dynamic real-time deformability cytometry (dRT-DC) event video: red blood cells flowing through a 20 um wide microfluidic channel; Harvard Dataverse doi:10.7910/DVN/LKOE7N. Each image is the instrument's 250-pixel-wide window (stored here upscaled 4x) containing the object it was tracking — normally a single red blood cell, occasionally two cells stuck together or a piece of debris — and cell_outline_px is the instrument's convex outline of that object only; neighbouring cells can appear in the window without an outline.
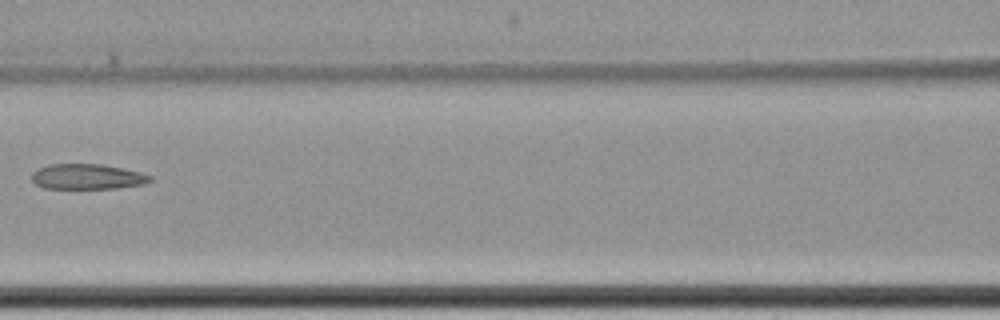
{"species": "common noctule bat (a hibernating species)", "species_latin": "Nyctalus noctula", "temperature_condition": "cold", "stored_images_in_passage": 6, "camera_frame_rate_fps": 3000, "um_per_image_px": 0.085, "animal": {"sex": "female", "body_mass_g": 22.7, "forearm_length_mm": 54.2}, "frame": {"image": 1, "passage_image": 4, "time_ms": 3.667, "image_size_px": [1000, 320], "cell_outline_px": [[156, 180], [144, 184], [116, 188], [44, 188], [36, 184], [32, 180], [32, 172], [36, 168], [48, 164], [104, 164], [140, 172], [152, 176]], "centroid_in_image_um": [7.44, 15.01], "position_along_channel_um": 159.2, "area_um2": 17.63}}
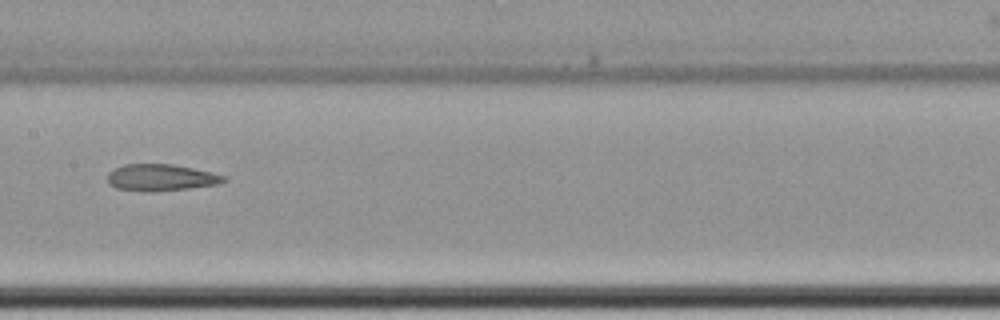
{"frame": {"image": 2, "passage_image": 5, "time_ms": 4.667, "image_size_px": [1000, 320], "cell_outline_px": [[228, 180], [220, 184], [188, 188], [152, 192], [116, 188], [108, 184], [108, 172], [124, 164], [172, 164], [212, 172], [228, 176]], "centroid_in_image_um": [13.72, 15.09], "position_along_channel_um": 193.7, "area_um2": 18.15}}
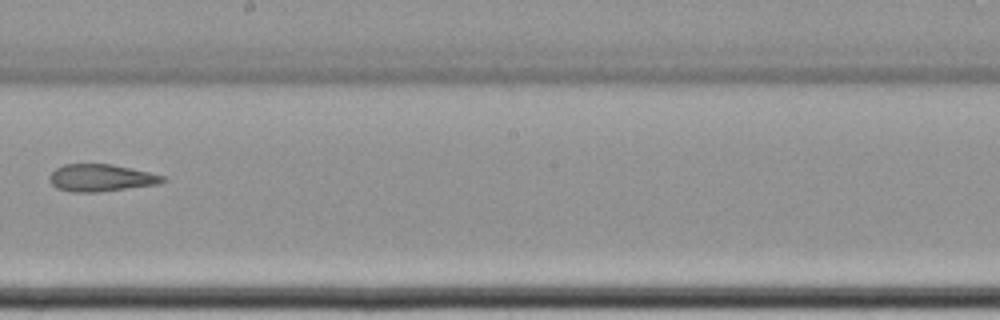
{"frame": {"image": 3, "passage_image": 6, "time_ms": 6.0, "image_size_px": [1000, 320], "cell_outline_px": [[168, 180], [156, 184], [96, 192], [72, 192], [56, 188], [48, 180], [48, 176], [56, 168], [64, 164], [112, 164], [168, 176]], "centroid_in_image_um": [8.58, 15.11], "position_along_channel_um": 239.6, "area_um2": 17.98}}